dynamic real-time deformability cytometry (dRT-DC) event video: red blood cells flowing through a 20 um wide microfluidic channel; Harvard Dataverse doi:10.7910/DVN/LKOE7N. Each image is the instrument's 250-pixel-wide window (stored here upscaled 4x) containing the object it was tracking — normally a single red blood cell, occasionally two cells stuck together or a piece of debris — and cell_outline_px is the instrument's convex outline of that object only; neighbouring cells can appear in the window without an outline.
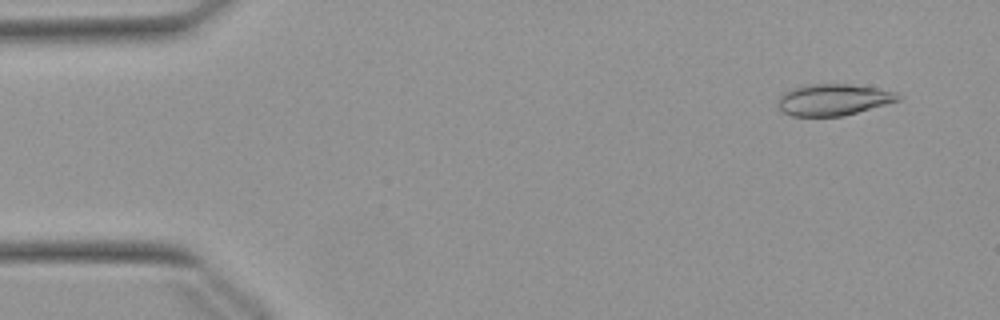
{"species": "Egyptian fruit bat (a non-hibernating species)", "species_latin": "Rousettus aegyptiacus", "temperature_condition": "warm", "stored_images_in_passage": 41, "camera_frame_rate_fps": 3000, "um_per_image_px": 0.085, "animal": {"sex": "female"}, "frame": {"image": 1, "passage_image": 1, "time_ms": 0.0, "image_size_px": [1000, 320], "cell_outline_px": [[904, 96], [900, 100], [844, 116], [792, 116], [784, 112], [776, 104], [780, 96], [784, 92], [792, 88], [808, 84], [852, 84], [876, 88], [896, 92]], "centroid_in_image_um": [70.85, 8.47], "position_along_channel_um": 14.2, "area_um2": 22.14}}
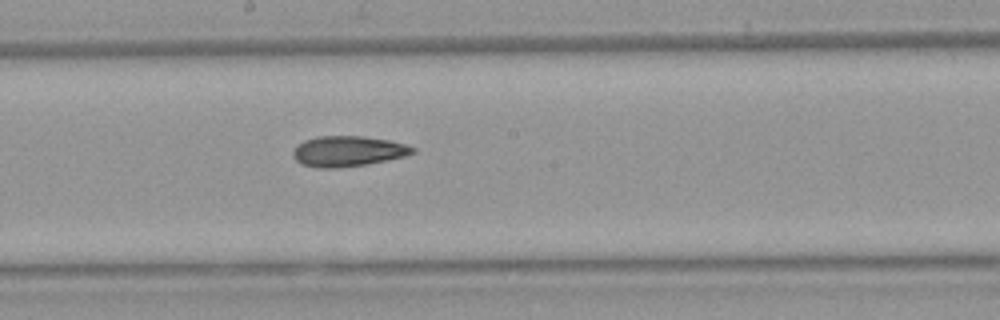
{"frame": {"image": 2, "passage_image": 25, "time_ms": 8.0, "image_size_px": [1000, 320], "cell_outline_px": [[416, 152], [404, 156], [368, 164], [336, 168], [320, 168], [300, 164], [292, 156], [292, 152], [296, 144], [304, 140], [316, 136], [364, 136], [388, 140], [404, 144], [416, 148]], "centroid_in_image_um": [29.53, 12.85], "position_along_channel_um": 218.7, "area_um2": 21.39}}
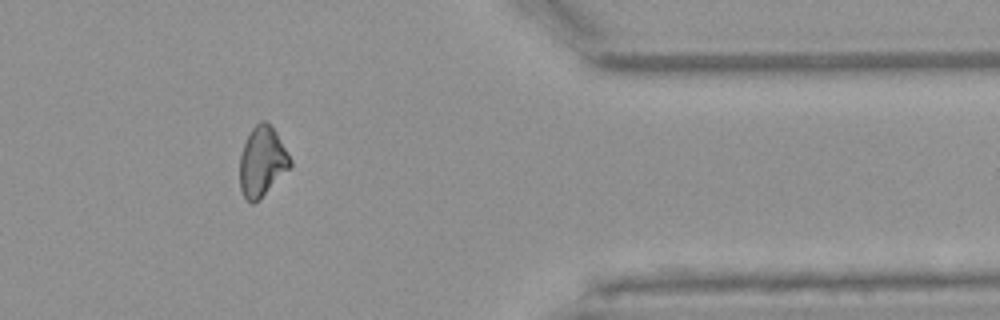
{"frame": {"image": 3, "passage_image": 40, "time_ms": 13.0, "image_size_px": [1000, 320], "cell_outline_px": [[292, 168], [260, 200], [252, 204], [244, 196], [240, 188], [240, 156], [244, 144], [252, 128], [260, 120], [264, 120], [276, 132], [292, 160]], "centroid_in_image_um": [22.31, 13.78], "position_along_channel_um": 389.1, "area_um2": 20.69}}